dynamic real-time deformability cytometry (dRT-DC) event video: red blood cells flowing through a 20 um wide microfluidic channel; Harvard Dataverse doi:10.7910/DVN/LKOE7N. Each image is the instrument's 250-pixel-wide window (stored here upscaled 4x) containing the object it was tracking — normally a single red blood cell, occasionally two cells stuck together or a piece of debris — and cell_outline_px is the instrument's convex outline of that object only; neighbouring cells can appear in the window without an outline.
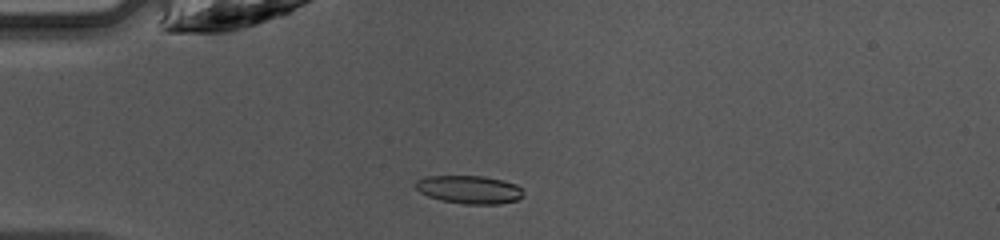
{"species": "common noctule bat (a hibernating species)", "species_latin": "Nyctalus noctula", "temperature_condition": "warm", "stored_images_in_passage": 47, "camera_frame_rate_fps": 3000, "um_per_image_px": 0.085, "animal": {"sex": "female", "body_mass_g": 10.0, "forearm_length_mm": 53.1}, "frame": {"image": 1, "passage_image": 13, "time_ms": 4.0, "image_size_px": [1000, 240], "cell_outline_px": [[524, 196], [516, 200], [500, 204], [464, 204], [440, 200], [428, 196], [420, 192], [412, 184], [416, 180], [424, 176], [484, 176], [516, 184], [524, 192]], "centroid_in_image_um": [39.85, 16.11], "position_along_channel_um": 45.1, "area_um2": 17.8}}
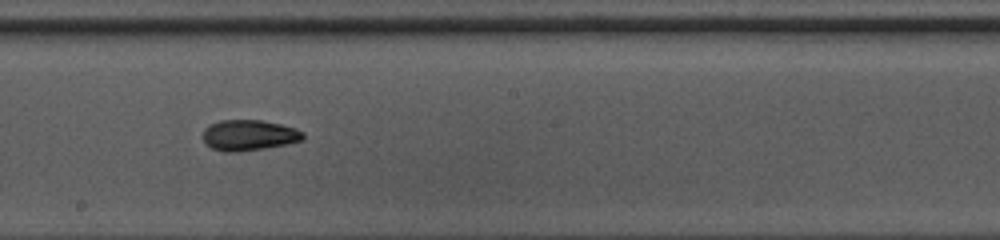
{"frame": {"image": 2, "passage_image": 27, "time_ms": 8.667, "image_size_px": [1000, 240], "cell_outline_px": [[304, 140], [264, 148], [236, 152], [224, 152], [212, 148], [204, 144], [204, 128], [208, 124], [220, 120], [260, 120], [280, 124], [296, 128], [304, 132]], "centroid_in_image_um": [21.14, 11.49], "position_along_channel_um": 227.1, "area_um2": 17.98}}
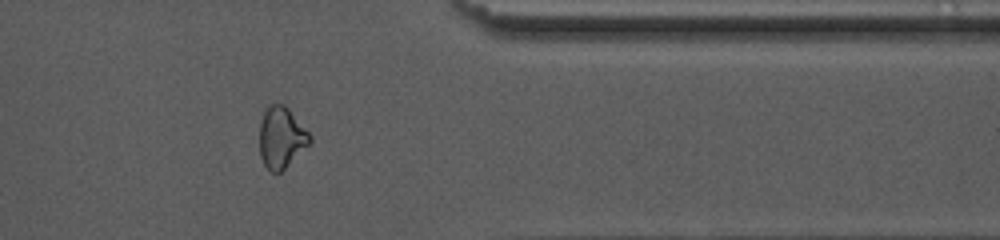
{"frame": {"image": 3, "passage_image": 39, "time_ms": 12.667, "image_size_px": [1000, 240], "cell_outline_px": [[312, 140], [280, 172], [272, 172], [264, 164], [260, 156], [260, 124], [264, 112], [268, 104], [284, 104], [288, 108], [312, 136]], "centroid_in_image_um": [23.9, 11.66], "position_along_channel_um": 387.5, "area_um2": 17.57}, "authors_computed_cell_mechanics": {"area_um2": 17.6868, "velocity_mm_per_s": 4.2648, "shape_relaxation_time_tau1_ms": 10.1937, "shape_relaxation_time_tau2_ms": 2.9057, "deformation_change_tau1": 0.2613, "deformation_change_tau2": 0.1029}}